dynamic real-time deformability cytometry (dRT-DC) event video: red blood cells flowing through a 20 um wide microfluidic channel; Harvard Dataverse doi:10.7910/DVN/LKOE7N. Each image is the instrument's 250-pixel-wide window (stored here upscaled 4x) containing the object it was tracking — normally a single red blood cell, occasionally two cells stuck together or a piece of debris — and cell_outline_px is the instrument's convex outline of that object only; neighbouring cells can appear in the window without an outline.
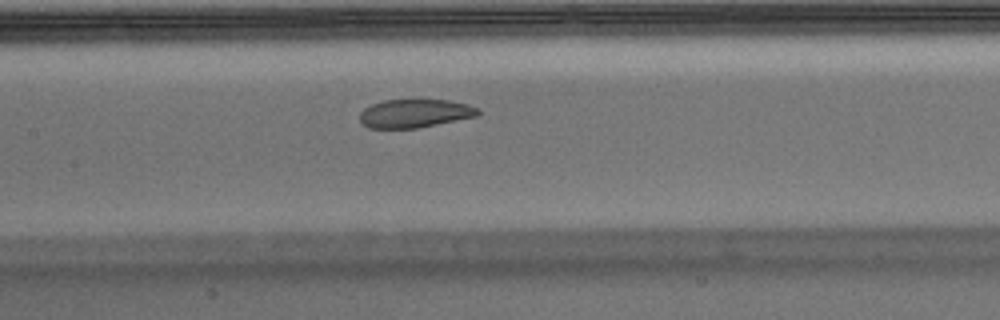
{"species": "Egyptian fruit bat (a non-hibernating species)", "species_latin": "Rousettus aegyptiacus", "temperature_condition": "warm", "stored_images_in_passage": 40, "camera_frame_rate_fps": 3000, "um_per_image_px": 0.085, "animal": {"sex": "male"}, "frame": {"image": 1, "passage_image": 18, "time_ms": 5.667, "image_size_px": [1000, 320], "cell_outline_px": [[480, 116], [416, 128], [368, 128], [360, 120], [360, 112], [364, 108], [372, 104], [384, 100], [412, 96], [448, 100], [468, 104], [480, 108]], "centroid_in_image_um": [35.3, 9.58], "position_along_channel_um": 172.1, "area_um2": 20.58}}
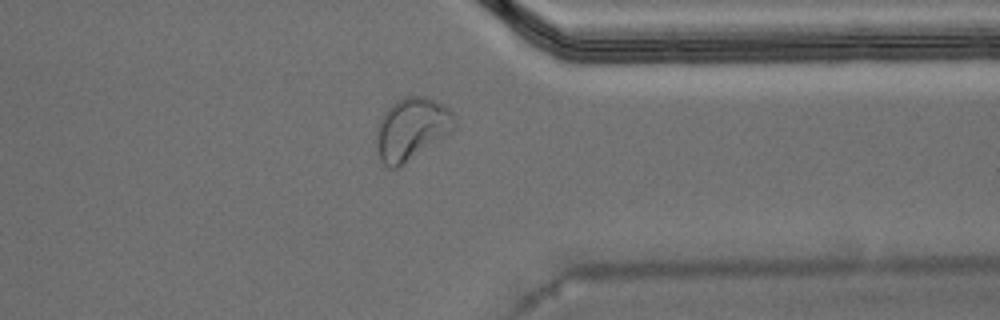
{"frame": {"image": 2, "passage_image": 34, "time_ms": 11.0, "image_size_px": [1000, 320], "cell_outline_px": [[456, 128], [400, 168], [388, 168], [380, 160], [376, 148], [376, 128], [384, 112], [392, 104], [404, 96], [424, 96], [436, 100], [444, 104], [456, 116]], "centroid_in_image_um": [34.99, 10.97], "position_along_channel_um": 376.4, "area_um2": 28.73}, "authors_computed_cell_mechanics": {"area_um2": 22.2241, "velocity_mm_per_s": 3.9279, "shape_relaxation_time_tau1_ms": 6.1062, "shape_relaxation_time_tau2_ms": 2.2987, "deformation_change_tau1": 0.1492, "deformation_change_tau2": 0.0671}}